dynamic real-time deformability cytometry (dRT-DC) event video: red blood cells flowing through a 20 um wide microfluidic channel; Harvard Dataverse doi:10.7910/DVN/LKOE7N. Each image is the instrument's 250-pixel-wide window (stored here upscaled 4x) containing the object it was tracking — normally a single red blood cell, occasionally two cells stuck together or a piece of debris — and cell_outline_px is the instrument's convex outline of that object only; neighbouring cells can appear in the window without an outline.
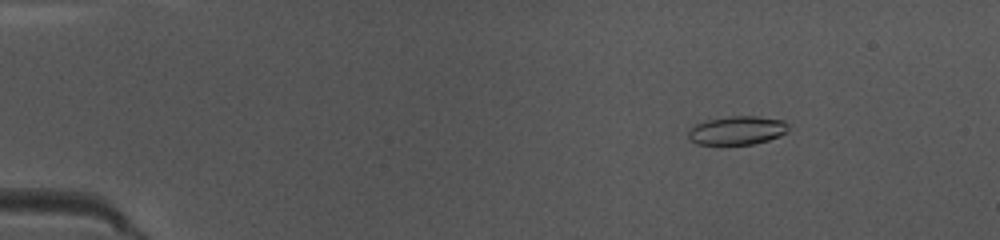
{"species": "common noctule bat (a hibernating species)", "species_latin": "Nyctalus noctula", "temperature_condition": "warm", "stored_images_in_passage": 47, "camera_frame_rate_fps": 3000, "um_per_image_px": 0.085, "animal": {"sex": "female", "body_mass_g": 10.0, "forearm_length_mm": 53.1}, "frame": {"image": 1, "passage_image": 5, "time_ms": 1.333, "image_size_px": [1000, 240], "cell_outline_px": [[792, 128], [788, 132], [780, 136], [768, 140], [752, 144], [696, 144], [688, 140], [688, 128], [696, 124], [708, 120], [728, 116], [756, 116], [784, 120]], "centroid_in_image_um": [62.68, 11.08], "position_along_channel_um": 22.3, "area_um2": 16.94}}
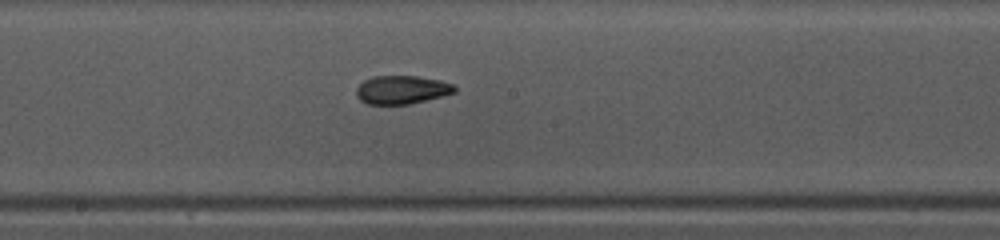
{"frame": {"image": 2, "passage_image": 25, "time_ms": 8.0, "image_size_px": [1000, 240], "cell_outline_px": [[456, 92], [444, 96], [408, 104], [368, 104], [360, 100], [356, 96], [356, 88], [364, 80], [372, 76], [416, 76], [440, 80], [452, 84], [456, 88]], "centroid_in_image_um": [34.14, 7.63], "position_along_channel_um": 214.1, "area_um2": 16.3}}
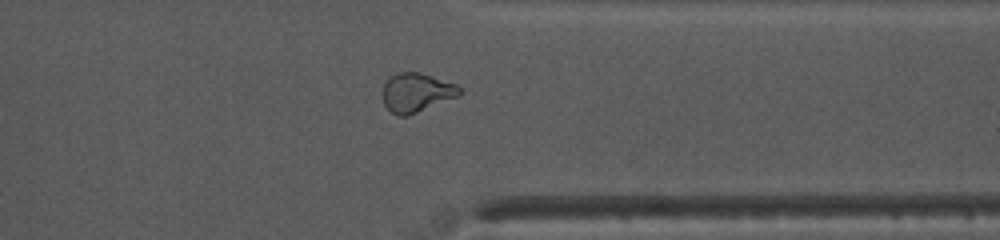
{"frame": {"image": 3, "passage_image": 37, "time_ms": 12.0, "image_size_px": [1000, 240], "cell_outline_px": [[464, 92], [460, 96], [408, 116], [396, 116], [384, 104], [384, 84], [392, 76], [400, 72], [420, 72], [456, 84]], "centroid_in_image_um": [35.46, 7.88], "position_along_channel_um": 375.9, "area_um2": 17.46}, "authors_computed_cell_mechanics": {"area_um2": 16.6464, "velocity_mm_per_s": 4.0834, "shape_relaxation_time_tau1_ms": 8.0896, "shape_relaxation_time_tau2_ms": 1.7787, "deformation_change_tau1": 0.1971, "deformation_change_tau2": 0.0835}}